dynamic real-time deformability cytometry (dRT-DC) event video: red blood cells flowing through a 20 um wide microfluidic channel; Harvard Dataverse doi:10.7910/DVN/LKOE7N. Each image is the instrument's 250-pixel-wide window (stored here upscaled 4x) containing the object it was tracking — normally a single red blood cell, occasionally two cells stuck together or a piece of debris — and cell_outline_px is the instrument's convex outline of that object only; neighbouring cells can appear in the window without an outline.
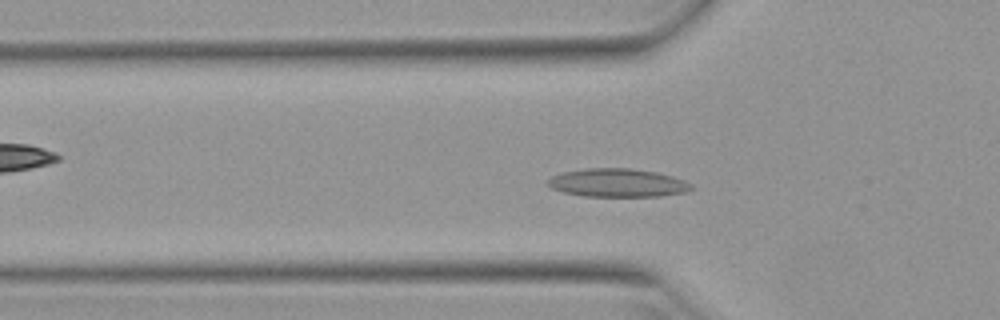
{"species": "Egyptian fruit bat (a non-hibernating species)", "species_latin": "Rousettus aegyptiacus", "temperature_condition": "warm", "stored_images_in_passage": 45, "camera_frame_rate_fps": 3000, "um_per_image_px": 0.085, "animal": {"sex": "female"}, "frame": {"image": 1, "passage_image": 14, "time_ms": 4.333, "image_size_px": [1000, 320], "cell_outline_px": [[696, 188], [684, 192], [660, 196], [584, 196], [564, 192], [552, 188], [544, 180], [552, 176], [564, 172], [584, 168], [632, 168], [656, 172], [672, 176], [684, 180], [692, 184]], "centroid_in_image_um": [52.5, 15.53], "position_along_channel_um": 73.3, "area_um2": 23.76}}
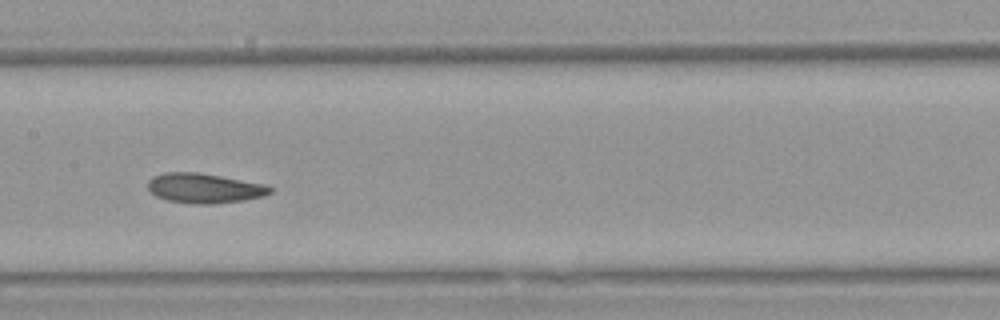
{"frame": {"image": 2, "passage_image": 23, "time_ms": 7.333, "image_size_px": [1000, 320], "cell_outline_px": [[272, 192], [264, 196], [244, 200], [212, 204], [196, 204], [168, 200], [156, 196], [148, 188], [148, 180], [152, 176], [164, 172], [200, 172], [268, 184], [272, 188]], "centroid_in_image_um": [17.4, 15.98], "position_along_channel_um": 190.0, "area_um2": 21.44}}
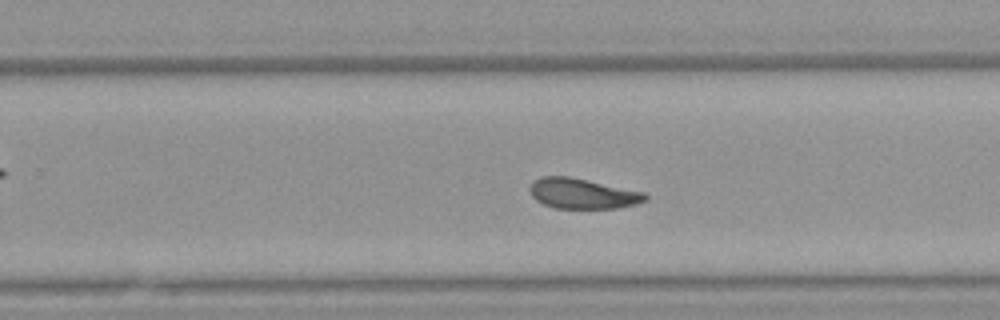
{"frame": {"image": 3, "passage_image": 30, "time_ms": 9.667, "image_size_px": [1000, 320], "cell_outline_px": [[648, 200], [636, 204], [616, 208], [556, 208], [544, 204], [536, 200], [532, 196], [528, 188], [540, 176], [568, 176], [644, 192], [648, 196]], "centroid_in_image_um": [49.52, 16.45], "position_along_channel_um": 280.3, "area_um2": 20.23}, "authors_computed_cell_mechanics": {"area_um2": 21.1548, "velocity_mm_per_s": 3.8898, "shape_relaxation_time_tau1_ms": null, "shape_relaxation_time_tau2_ms": 8.1498, "deformation_change_tau1": null, "deformation_change_tau2": 0.1335}}